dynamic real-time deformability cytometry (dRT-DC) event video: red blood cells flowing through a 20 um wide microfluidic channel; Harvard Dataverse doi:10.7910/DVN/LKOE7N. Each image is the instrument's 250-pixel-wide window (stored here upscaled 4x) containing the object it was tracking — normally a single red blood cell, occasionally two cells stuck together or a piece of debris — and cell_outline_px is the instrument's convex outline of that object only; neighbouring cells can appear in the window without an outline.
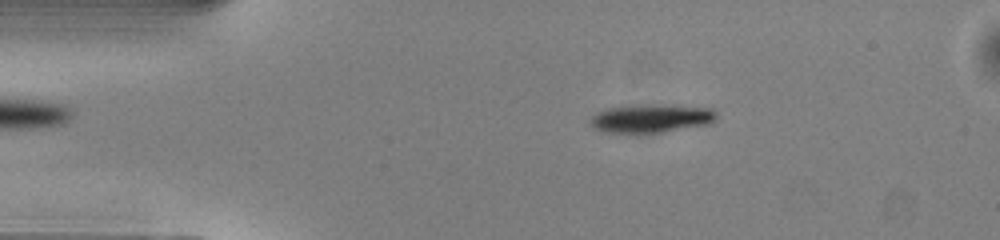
{"species": "common noctule bat (a hibernating species)", "species_latin": "Nyctalus noctula", "temperature_condition": "warm", "stored_images_in_passage": 49, "camera_frame_rate_fps": 3000, "um_per_image_px": 0.085, "animal": {"sex": "male", "body_mass_g": 13.0, "forearm_length_mm": 53.1}, "frame": {"image": 1, "passage_image": 8, "time_ms": 2.333, "image_size_px": [1000, 240], "cell_outline_px": [[716, 120], [712, 124], [640, 136], [636, 136], [604, 132], [592, 128], [592, 116], [596, 112], [608, 108], [672, 104], [712, 108], [716, 112]], "centroid_in_image_um": [55.39, 10.12], "position_along_channel_um": 29.6, "area_um2": 21.68}}
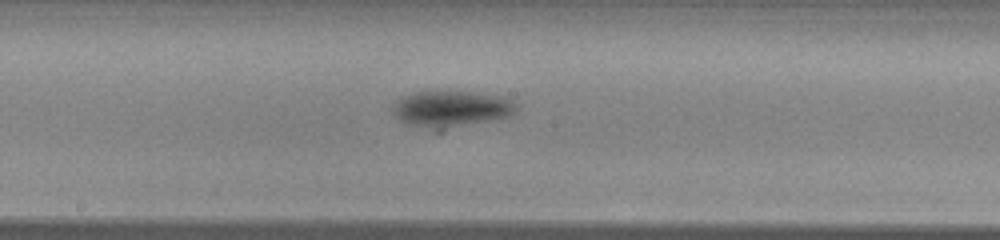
{"frame": {"image": 2, "passage_image": 25, "time_ms": 8.0, "image_size_px": [1000, 240], "cell_outline_px": [[516, 108], [508, 116], [484, 120], [452, 124], [408, 124], [400, 120], [392, 112], [392, 108], [396, 100], [400, 96], [416, 92], [448, 88], [496, 96], [512, 100]], "centroid_in_image_um": [38.26, 9.11], "position_along_channel_um": 209.9, "area_um2": 24.57}}
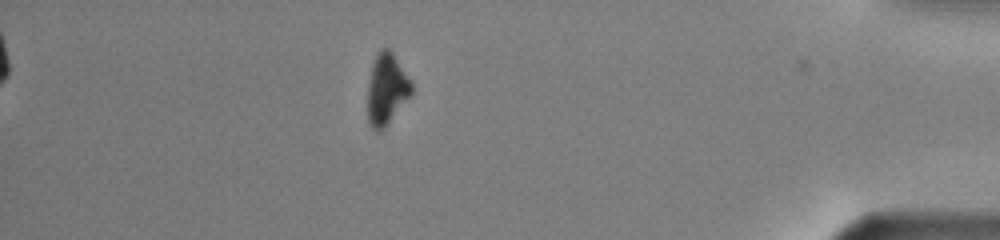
{"frame": {"image": 3, "passage_image": 43, "time_ms": 14.0, "image_size_px": [1000, 240], "cell_outline_px": [[412, 92], [384, 128], [380, 132], [376, 132], [368, 124], [368, 84], [372, 64], [376, 56], [384, 48], [388, 48], [392, 52], [412, 80]], "centroid_in_image_um": [32.86, 7.59], "position_along_channel_um": 402.3, "area_um2": 17.98}, "authors_computed_cell_mechanics": {"area_um2": 22.253, "velocity_mm_per_s": 4.0377, "shape_relaxation_time_tau1_ms": 1.7472, "shape_relaxation_time_tau2_ms": null, "deformation_change_tau1": 0.1059, "deformation_change_tau2": null}}